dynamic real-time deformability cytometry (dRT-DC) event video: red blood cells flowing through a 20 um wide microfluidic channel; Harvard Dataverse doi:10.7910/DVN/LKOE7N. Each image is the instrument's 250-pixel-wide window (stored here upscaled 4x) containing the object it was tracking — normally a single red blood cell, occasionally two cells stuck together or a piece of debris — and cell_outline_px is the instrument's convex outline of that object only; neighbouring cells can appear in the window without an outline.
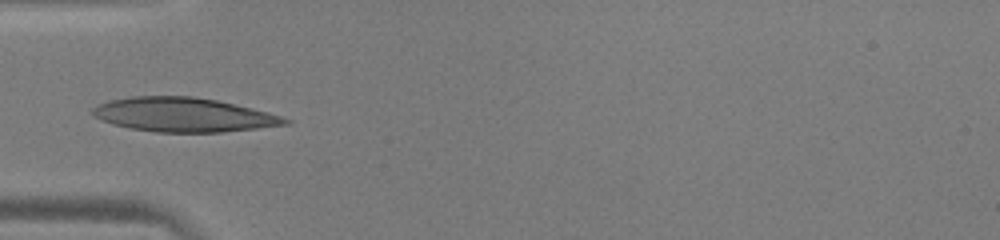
{"species": "human", "species_latin": "Homo sapiens", "temperature_condition": "warm", "stored_images_in_passage": 13, "camera_frame_rate_fps": 3000, "um_per_image_px": 0.085, "donor": {"sex": "male"}, "frame": {"image": 1, "passage_image": 1, "time_ms": 0.0, "image_size_px": [1000, 240], "cell_outline_px": [[292, 120], [288, 124], [256, 128], [220, 132], [156, 132], [132, 128], [112, 124], [100, 120], [92, 116], [92, 108], [100, 104], [112, 100], [132, 96], [192, 96], [216, 100], [268, 112]], "centroid_in_image_um": [15.57, 9.75], "position_along_channel_um": 69.4, "area_um2": 37.97}}
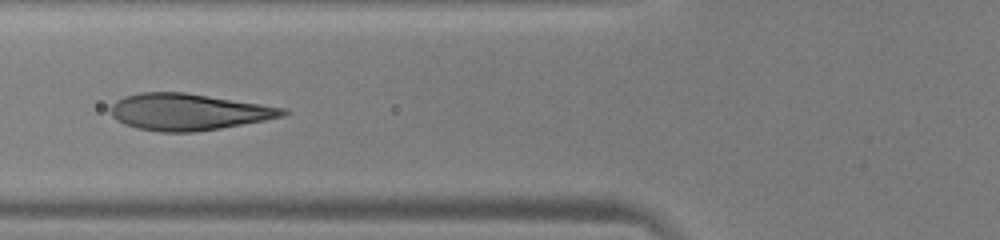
{"frame": {"image": 2, "passage_image": 4, "time_ms": 1.0, "image_size_px": [1000, 240], "cell_outline_px": [[288, 112], [284, 116], [264, 120], [220, 128], [192, 132], [160, 132], [136, 128], [124, 124], [116, 120], [112, 116], [112, 104], [116, 100], [124, 96], [140, 92], [184, 92], [288, 108]], "centroid_in_image_um": [16.0, 9.51], "position_along_channel_um": 109.8, "area_um2": 36.65}}
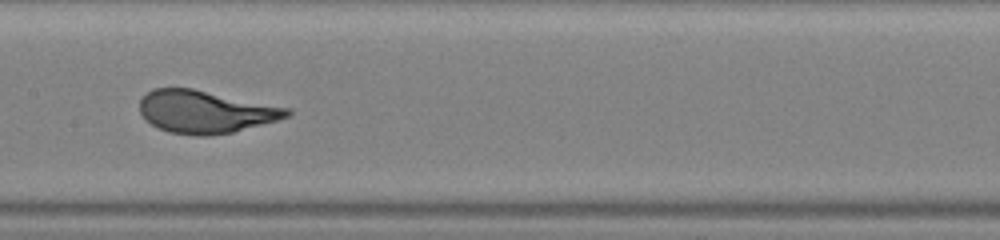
{"frame": {"image": 3, "passage_image": 10, "time_ms": 3.0, "image_size_px": [1000, 240], "cell_outline_px": [[292, 112], [288, 116], [276, 120], [232, 132], [208, 136], [200, 136], [168, 132], [152, 124], [140, 112], [140, 100], [152, 88], [192, 88], [292, 108]], "centroid_in_image_um": [17.47, 9.49], "position_along_channel_um": 189.9, "area_um2": 36.3}}